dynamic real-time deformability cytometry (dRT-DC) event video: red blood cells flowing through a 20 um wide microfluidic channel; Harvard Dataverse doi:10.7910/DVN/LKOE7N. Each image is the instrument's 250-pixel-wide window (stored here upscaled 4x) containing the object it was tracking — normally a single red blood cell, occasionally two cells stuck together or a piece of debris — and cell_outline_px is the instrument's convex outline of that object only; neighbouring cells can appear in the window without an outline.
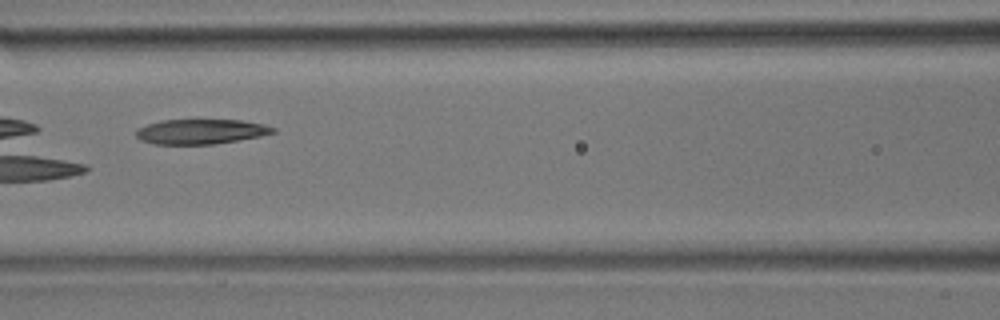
{"species": "common noctule bat (a hibernating species)", "species_latin": "Nyctalus noctula", "temperature_condition": "room temperature", "stored_images_in_passage": 6, "camera_frame_rate_fps": 3000, "um_per_image_px": 0.085, "animal": {"sex": "male", "body_mass_g": 17.9}, "frame": {"image": 1, "passage_image": 6, "time_ms": 1.667, "image_size_px": [1000, 320], "cell_outline_px": [[276, 132], [260, 136], [212, 144], [156, 144], [140, 140], [136, 136], [136, 128], [160, 120], [240, 120], [264, 124], [276, 128]], "centroid_in_image_um": [17.05, 11.18], "position_along_channel_um": 149.6, "area_um2": 19.77}}